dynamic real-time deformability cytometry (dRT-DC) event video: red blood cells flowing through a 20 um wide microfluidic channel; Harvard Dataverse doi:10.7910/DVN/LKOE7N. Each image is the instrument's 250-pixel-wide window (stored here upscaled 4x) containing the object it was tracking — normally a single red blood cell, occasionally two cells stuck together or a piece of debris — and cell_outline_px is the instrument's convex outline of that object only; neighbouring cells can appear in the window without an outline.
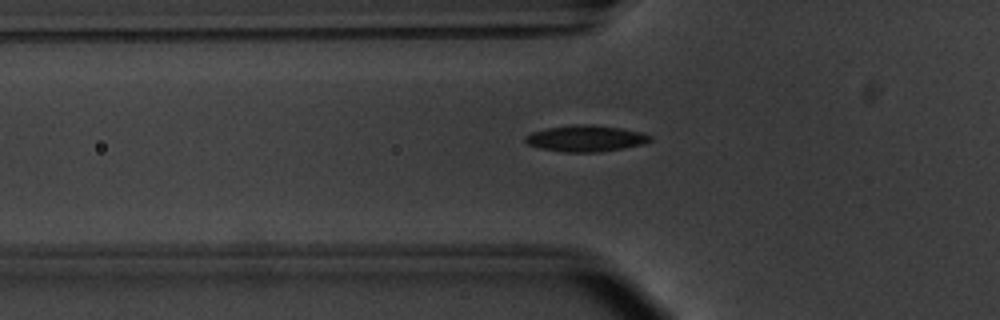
{"species": "common noctule bat (a hibernating species)", "species_latin": "Nyctalus noctula", "temperature_condition": "warm", "stored_images_in_passage": 33, "camera_frame_rate_fps": 3000, "um_per_image_px": 0.085, "animal": {"sex": "male", "body_mass_g": 20.1, "forearm_length_mm": 53.5}, "frame": {"image": 1, "passage_image": 2, "time_ms": 0.333, "image_size_px": [1000, 320], "cell_outline_px": [[652, 140], [644, 144], [624, 148], [600, 152], [560, 152], [540, 148], [528, 144], [524, 140], [524, 136], [532, 132], [548, 128], [576, 124], [588, 124], [620, 128], [640, 132], [652, 136]], "centroid_in_image_um": [49.79, 11.77], "position_along_channel_um": 76.0, "area_um2": 19.13}}
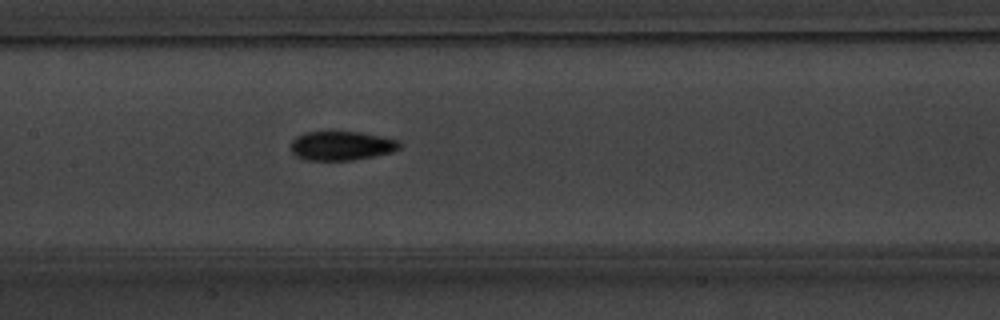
{"frame": {"image": 2, "passage_image": 10, "time_ms": 3.0, "image_size_px": [1000, 320], "cell_outline_px": [[400, 148], [392, 152], [352, 160], [304, 160], [296, 156], [292, 152], [292, 140], [296, 136], [304, 132], [332, 128], [360, 132], [400, 140]], "centroid_in_image_um": [28.98, 12.33], "position_along_channel_um": 178.4, "area_um2": 19.19}}
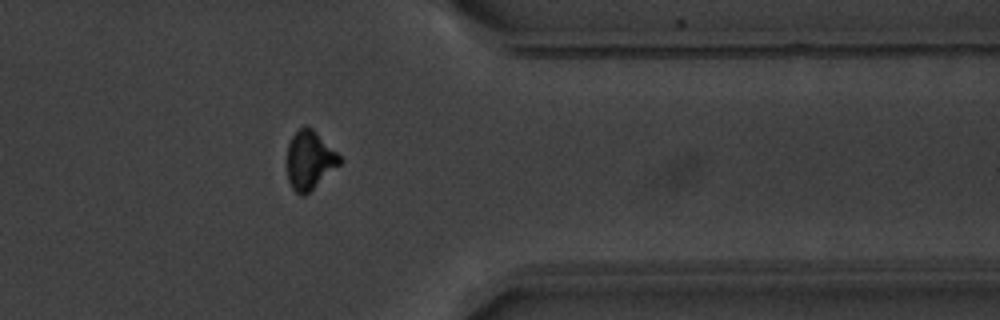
{"frame": {"image": 3, "passage_image": 27, "time_ms": 8.667, "image_size_px": [1000, 320], "cell_outline_px": [[344, 160], [340, 164], [304, 196], [300, 196], [292, 188], [288, 180], [288, 144], [292, 136], [304, 124], [312, 128]], "centroid_in_image_um": [26.31, 13.61], "position_along_channel_um": 385.1, "area_um2": 17.69}}